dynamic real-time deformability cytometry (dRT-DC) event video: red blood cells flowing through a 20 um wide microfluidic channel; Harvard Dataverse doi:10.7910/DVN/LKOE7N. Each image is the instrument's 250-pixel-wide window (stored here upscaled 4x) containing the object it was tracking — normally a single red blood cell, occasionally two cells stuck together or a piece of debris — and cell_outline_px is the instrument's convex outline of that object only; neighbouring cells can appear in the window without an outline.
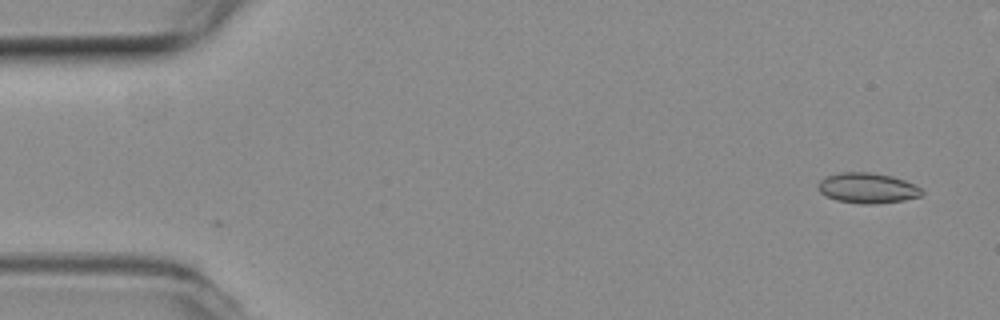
{"species": "common noctule bat (a hibernating species)", "species_latin": "Nyctalus noctula", "temperature_condition": "room temperature", "stored_images_in_passage": 55, "segment_of_instrument_passage": [1, 2], "camera_frame_rate_fps": 3000, "um_per_image_px": 0.085, "animal": {"sex": "female", "body_mass_g": 19.3, "forearm_length_mm": 54.1}, "frame": {"image": 1, "passage_image": 3, "time_ms": 0.667, "image_size_px": [1000, 320], "cell_outline_px": [[924, 192], [920, 196], [904, 200], [872, 204], [864, 204], [836, 200], [820, 192], [816, 184], [824, 176], [840, 172], [872, 172], [892, 176], [904, 180], [920, 188]], "centroid_in_image_um": [73.7, 15.97], "position_along_channel_um": 11.3, "area_um2": 18.32}}
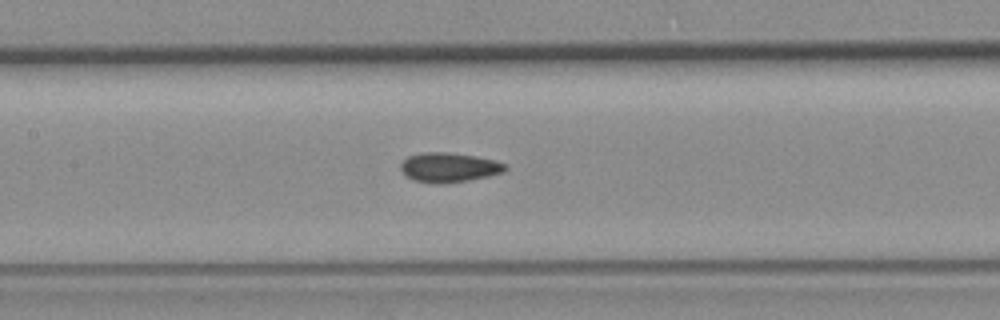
{"frame": {"image": 2, "passage_image": 25, "time_ms": 8.0, "image_size_px": [1000, 320], "cell_outline_px": [[508, 168], [504, 172], [488, 176], [468, 180], [444, 184], [432, 184], [412, 180], [400, 168], [400, 164], [408, 156], [424, 152], [448, 152], [476, 156], [496, 160], [504, 164]], "centroid_in_image_um": [38.17, 14.23], "position_along_channel_um": 169.2, "area_um2": 18.09}}
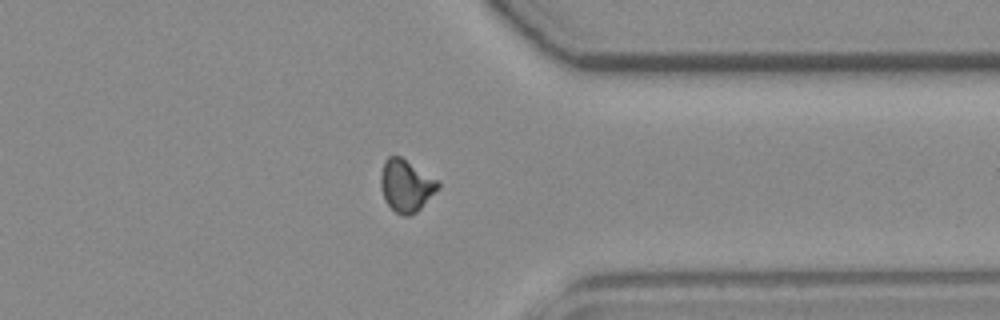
{"frame": {"image": 3, "passage_image": 42, "time_ms": 13.667, "image_size_px": [1000, 320], "cell_outline_px": [[440, 188], [416, 212], [408, 216], [404, 216], [396, 212], [384, 200], [380, 188], [380, 176], [384, 160], [388, 156], [400, 156], [440, 180]], "centroid_in_image_um": [34.52, 15.76], "position_along_channel_um": 376.9, "area_um2": 17.63}}